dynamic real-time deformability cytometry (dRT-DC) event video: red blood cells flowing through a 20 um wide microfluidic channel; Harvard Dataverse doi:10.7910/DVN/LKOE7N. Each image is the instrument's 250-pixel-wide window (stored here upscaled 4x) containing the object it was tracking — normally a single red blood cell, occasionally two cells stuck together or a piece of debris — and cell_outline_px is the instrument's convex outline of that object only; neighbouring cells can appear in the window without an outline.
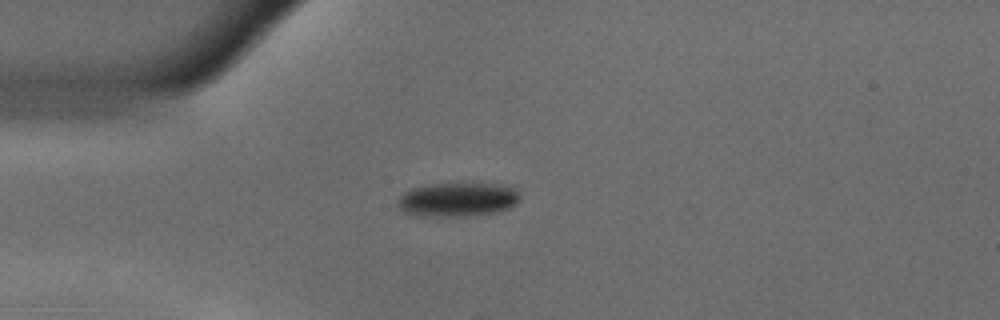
{"species": "common noctule bat (a hibernating species)", "species_latin": "Nyctalus noctula", "temperature_condition": "warm", "stored_images_in_passage": 42, "camera_frame_rate_fps": 3000, "um_per_image_px": 0.085, "animal": {"sex": "male", "body_mass_g": 18.8}, "frame": {"image": 1, "passage_image": 1, "time_ms": 0.0, "image_size_px": [1000, 320], "cell_outline_px": [[520, 200], [516, 204], [508, 208], [496, 212], [460, 216], [416, 216], [404, 212], [396, 204], [400, 196], [404, 192], [412, 188], [428, 184], [488, 184], [516, 188], [520, 196]], "centroid_in_image_um": [38.86, 16.97], "position_along_channel_um": 46.1, "area_um2": 24.04}}
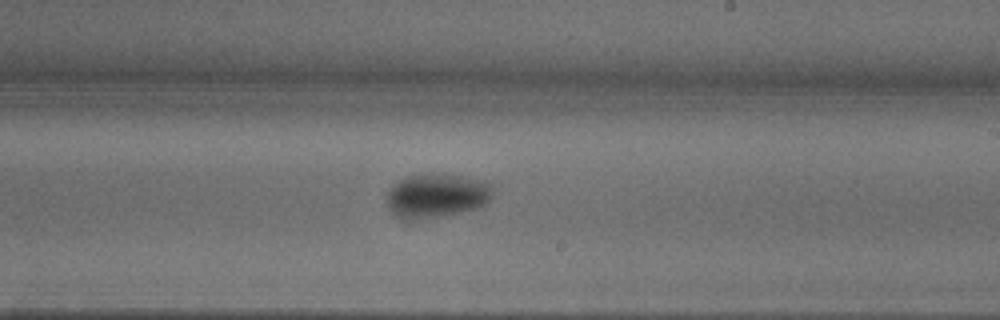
{"frame": {"image": 2, "passage_image": 19, "time_ms": 6.0, "image_size_px": [1000, 320], "cell_outline_px": [[496, 188], [492, 196], [484, 204], [476, 208], [444, 216], [424, 220], [400, 220], [388, 208], [388, 192], [392, 184], [408, 176], [420, 172], [444, 172], [484, 180], [492, 184]], "centroid_in_image_um": [37.12, 16.6], "position_along_channel_um": 251.9, "area_um2": 28.32}}
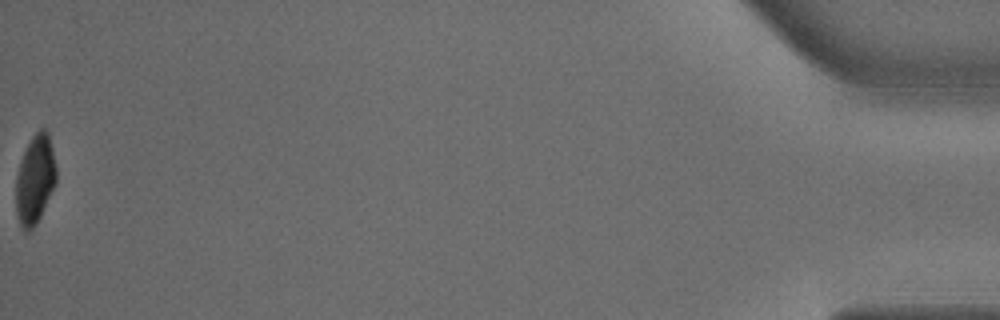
{"frame": {"image": 3, "passage_image": 42, "time_ms": 13.667, "image_size_px": [1000, 320], "cell_outline_px": [[56, 184], [36, 224], [28, 232], [24, 232], [20, 228], [16, 212], [16, 176], [20, 160], [32, 136], [40, 128], [44, 128], [48, 132], [52, 148], [56, 168]], "centroid_in_image_um": [2.97, 15.28], "position_along_channel_um": 432.2, "area_um2": 20.98}}